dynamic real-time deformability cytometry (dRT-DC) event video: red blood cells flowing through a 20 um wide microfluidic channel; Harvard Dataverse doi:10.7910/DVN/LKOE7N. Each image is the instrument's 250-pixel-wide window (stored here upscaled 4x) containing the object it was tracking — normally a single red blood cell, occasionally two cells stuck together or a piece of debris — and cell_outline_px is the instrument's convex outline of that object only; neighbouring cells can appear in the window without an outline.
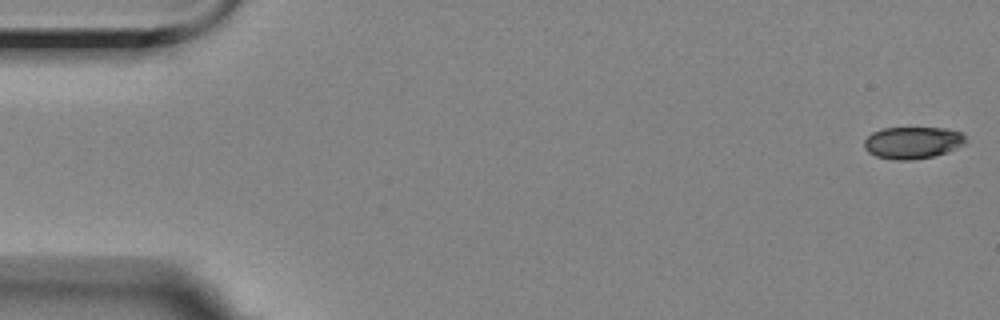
{"species": "Egyptian fruit bat (a non-hibernating species)", "species_latin": "Rousettus aegyptiacus", "temperature_condition": "room temperature", "stored_images_in_passage": 56, "camera_frame_rate_fps": 3000, "um_per_image_px": 0.085, "animal": {"sex": "female"}, "frame": {"image": 1, "passage_image": 1, "time_ms": 0.0, "image_size_px": [1000, 320], "cell_outline_px": [[964, 144], [948, 152], [932, 156], [908, 160], [892, 160], [876, 156], [868, 152], [864, 148], [864, 140], [872, 132], [884, 128], [944, 128], [964, 132]], "centroid_in_image_um": [77.56, 12.12], "position_along_channel_um": 7.4, "area_um2": 18.9}}
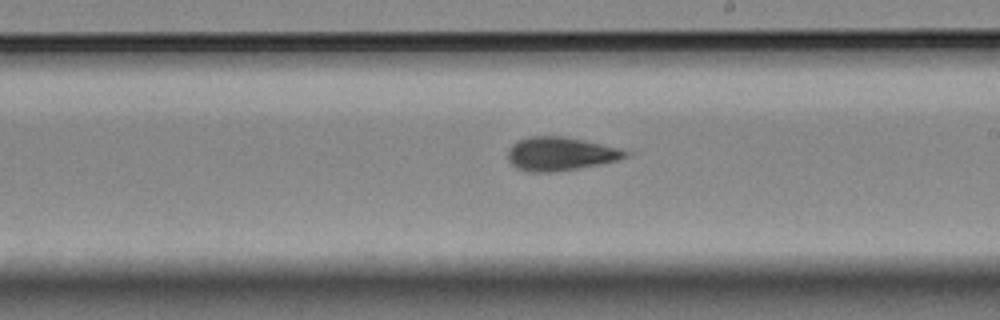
{"frame": {"image": 2, "passage_image": 32, "time_ms": 10.333, "image_size_px": [1000, 320], "cell_outline_px": [[632, 152], [628, 156], [616, 160], [600, 164], [556, 172], [528, 172], [516, 168], [508, 160], [508, 152], [512, 144], [516, 140], [528, 136], [564, 136], [584, 140]], "centroid_in_image_um": [47.58, 13.07], "position_along_channel_um": 241.4, "area_um2": 23.0}}
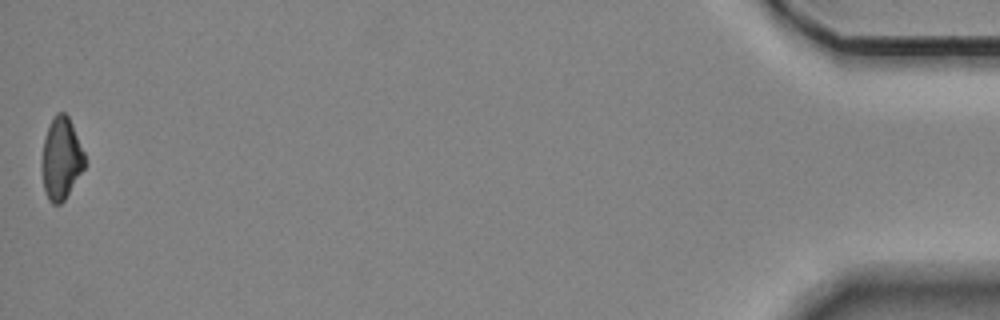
{"frame": {"image": 3, "passage_image": 56, "time_ms": 18.333, "image_size_px": [1000, 320], "cell_outline_px": [[84, 168], [64, 200], [60, 204], [52, 204], [48, 200], [44, 188], [44, 140], [52, 116], [56, 112], [64, 112], [68, 116], [72, 124], [84, 152]], "centroid_in_image_um": [5.23, 13.45], "position_along_channel_um": 430.0, "area_um2": 19.77}, "authors_computed_cell_mechanics": {"area_um2": 21.4149, "velocity_mm_per_s": 3.548, "shape_relaxation_time_tau1_ms": null, "shape_relaxation_time_tau2_ms": 2.1727, "deformation_change_tau1": null, "deformation_change_tau2": 0.0858}}